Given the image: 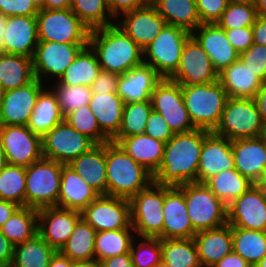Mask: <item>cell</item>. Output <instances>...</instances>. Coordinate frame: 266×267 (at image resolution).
Listing matches in <instances>:
<instances>
[{
	"label": "cell",
	"mask_w": 266,
	"mask_h": 267,
	"mask_svg": "<svg viewBox=\"0 0 266 267\" xmlns=\"http://www.w3.org/2000/svg\"><path fill=\"white\" fill-rule=\"evenodd\" d=\"M208 133L203 129L175 133L165 143L161 165L153 174L154 183L173 187L197 182L203 140Z\"/></svg>",
	"instance_id": "cell-1"
},
{
	"label": "cell",
	"mask_w": 266,
	"mask_h": 267,
	"mask_svg": "<svg viewBox=\"0 0 266 267\" xmlns=\"http://www.w3.org/2000/svg\"><path fill=\"white\" fill-rule=\"evenodd\" d=\"M89 45L102 70L121 75L143 63V50L115 23L91 30Z\"/></svg>",
	"instance_id": "cell-2"
},
{
	"label": "cell",
	"mask_w": 266,
	"mask_h": 267,
	"mask_svg": "<svg viewBox=\"0 0 266 267\" xmlns=\"http://www.w3.org/2000/svg\"><path fill=\"white\" fill-rule=\"evenodd\" d=\"M107 195L130 199L153 182V174L115 142L106 143Z\"/></svg>",
	"instance_id": "cell-3"
},
{
	"label": "cell",
	"mask_w": 266,
	"mask_h": 267,
	"mask_svg": "<svg viewBox=\"0 0 266 267\" xmlns=\"http://www.w3.org/2000/svg\"><path fill=\"white\" fill-rule=\"evenodd\" d=\"M182 95L195 128L214 132L229 98L219 80L202 85L182 86Z\"/></svg>",
	"instance_id": "cell-4"
},
{
	"label": "cell",
	"mask_w": 266,
	"mask_h": 267,
	"mask_svg": "<svg viewBox=\"0 0 266 267\" xmlns=\"http://www.w3.org/2000/svg\"><path fill=\"white\" fill-rule=\"evenodd\" d=\"M185 196L188 216L197 233L227 224V205L205 183L177 186Z\"/></svg>",
	"instance_id": "cell-5"
},
{
	"label": "cell",
	"mask_w": 266,
	"mask_h": 267,
	"mask_svg": "<svg viewBox=\"0 0 266 267\" xmlns=\"http://www.w3.org/2000/svg\"><path fill=\"white\" fill-rule=\"evenodd\" d=\"M62 166L54 160L42 158L26 167L25 207L57 206Z\"/></svg>",
	"instance_id": "cell-6"
},
{
	"label": "cell",
	"mask_w": 266,
	"mask_h": 267,
	"mask_svg": "<svg viewBox=\"0 0 266 267\" xmlns=\"http://www.w3.org/2000/svg\"><path fill=\"white\" fill-rule=\"evenodd\" d=\"M264 122L254 99L228 98L214 133L230 141L257 138Z\"/></svg>",
	"instance_id": "cell-7"
},
{
	"label": "cell",
	"mask_w": 266,
	"mask_h": 267,
	"mask_svg": "<svg viewBox=\"0 0 266 267\" xmlns=\"http://www.w3.org/2000/svg\"><path fill=\"white\" fill-rule=\"evenodd\" d=\"M131 225L138 237L163 239L164 185L152 183L129 199Z\"/></svg>",
	"instance_id": "cell-8"
},
{
	"label": "cell",
	"mask_w": 266,
	"mask_h": 267,
	"mask_svg": "<svg viewBox=\"0 0 266 267\" xmlns=\"http://www.w3.org/2000/svg\"><path fill=\"white\" fill-rule=\"evenodd\" d=\"M190 37L187 30L166 24L143 50V63L152 66L162 78H170L179 66L183 47Z\"/></svg>",
	"instance_id": "cell-9"
},
{
	"label": "cell",
	"mask_w": 266,
	"mask_h": 267,
	"mask_svg": "<svg viewBox=\"0 0 266 267\" xmlns=\"http://www.w3.org/2000/svg\"><path fill=\"white\" fill-rule=\"evenodd\" d=\"M36 19L39 41L89 44L91 31L71 9H39Z\"/></svg>",
	"instance_id": "cell-10"
},
{
	"label": "cell",
	"mask_w": 266,
	"mask_h": 267,
	"mask_svg": "<svg viewBox=\"0 0 266 267\" xmlns=\"http://www.w3.org/2000/svg\"><path fill=\"white\" fill-rule=\"evenodd\" d=\"M95 145L90 138L81 134L65 120L42 136L43 158L63 165L70 164Z\"/></svg>",
	"instance_id": "cell-11"
},
{
	"label": "cell",
	"mask_w": 266,
	"mask_h": 267,
	"mask_svg": "<svg viewBox=\"0 0 266 267\" xmlns=\"http://www.w3.org/2000/svg\"><path fill=\"white\" fill-rule=\"evenodd\" d=\"M151 103L152 109L164 117L174 134L196 129L186 109L179 83L163 78L152 92Z\"/></svg>",
	"instance_id": "cell-12"
},
{
	"label": "cell",
	"mask_w": 266,
	"mask_h": 267,
	"mask_svg": "<svg viewBox=\"0 0 266 267\" xmlns=\"http://www.w3.org/2000/svg\"><path fill=\"white\" fill-rule=\"evenodd\" d=\"M0 143L10 165L28 167L43 158L42 136L27 125H0Z\"/></svg>",
	"instance_id": "cell-13"
},
{
	"label": "cell",
	"mask_w": 266,
	"mask_h": 267,
	"mask_svg": "<svg viewBox=\"0 0 266 267\" xmlns=\"http://www.w3.org/2000/svg\"><path fill=\"white\" fill-rule=\"evenodd\" d=\"M81 217L97 232L133 229L129 199L99 195L82 212Z\"/></svg>",
	"instance_id": "cell-14"
},
{
	"label": "cell",
	"mask_w": 266,
	"mask_h": 267,
	"mask_svg": "<svg viewBox=\"0 0 266 267\" xmlns=\"http://www.w3.org/2000/svg\"><path fill=\"white\" fill-rule=\"evenodd\" d=\"M227 223L232 227L266 232V187L254 184L230 203Z\"/></svg>",
	"instance_id": "cell-15"
},
{
	"label": "cell",
	"mask_w": 266,
	"mask_h": 267,
	"mask_svg": "<svg viewBox=\"0 0 266 267\" xmlns=\"http://www.w3.org/2000/svg\"><path fill=\"white\" fill-rule=\"evenodd\" d=\"M87 45L89 44L39 41L32 58L35 78L43 83V77L51 75L59 81L78 53Z\"/></svg>",
	"instance_id": "cell-16"
},
{
	"label": "cell",
	"mask_w": 266,
	"mask_h": 267,
	"mask_svg": "<svg viewBox=\"0 0 266 267\" xmlns=\"http://www.w3.org/2000/svg\"><path fill=\"white\" fill-rule=\"evenodd\" d=\"M181 86L202 85L218 80L208 54L191 36L185 43L179 66L169 78Z\"/></svg>",
	"instance_id": "cell-17"
},
{
	"label": "cell",
	"mask_w": 266,
	"mask_h": 267,
	"mask_svg": "<svg viewBox=\"0 0 266 267\" xmlns=\"http://www.w3.org/2000/svg\"><path fill=\"white\" fill-rule=\"evenodd\" d=\"M44 85L35 78L23 87L5 91L0 108V125H27Z\"/></svg>",
	"instance_id": "cell-18"
},
{
	"label": "cell",
	"mask_w": 266,
	"mask_h": 267,
	"mask_svg": "<svg viewBox=\"0 0 266 267\" xmlns=\"http://www.w3.org/2000/svg\"><path fill=\"white\" fill-rule=\"evenodd\" d=\"M80 218L81 212L57 206L38 209V234L60 251Z\"/></svg>",
	"instance_id": "cell-19"
},
{
	"label": "cell",
	"mask_w": 266,
	"mask_h": 267,
	"mask_svg": "<svg viewBox=\"0 0 266 267\" xmlns=\"http://www.w3.org/2000/svg\"><path fill=\"white\" fill-rule=\"evenodd\" d=\"M191 36L208 54L218 74L239 59V53L227 39L225 30L217 23H202Z\"/></svg>",
	"instance_id": "cell-20"
},
{
	"label": "cell",
	"mask_w": 266,
	"mask_h": 267,
	"mask_svg": "<svg viewBox=\"0 0 266 267\" xmlns=\"http://www.w3.org/2000/svg\"><path fill=\"white\" fill-rule=\"evenodd\" d=\"M123 19L116 25L121 28L142 50H144L166 25L154 5L122 14Z\"/></svg>",
	"instance_id": "cell-21"
},
{
	"label": "cell",
	"mask_w": 266,
	"mask_h": 267,
	"mask_svg": "<svg viewBox=\"0 0 266 267\" xmlns=\"http://www.w3.org/2000/svg\"><path fill=\"white\" fill-rule=\"evenodd\" d=\"M163 239H191L193 230L184 193L177 186H164Z\"/></svg>",
	"instance_id": "cell-22"
},
{
	"label": "cell",
	"mask_w": 266,
	"mask_h": 267,
	"mask_svg": "<svg viewBox=\"0 0 266 267\" xmlns=\"http://www.w3.org/2000/svg\"><path fill=\"white\" fill-rule=\"evenodd\" d=\"M233 168H235V166L232 153V141L214 132H209L203 140L198 165L197 182L205 183L208 179L219 174L221 171Z\"/></svg>",
	"instance_id": "cell-23"
},
{
	"label": "cell",
	"mask_w": 266,
	"mask_h": 267,
	"mask_svg": "<svg viewBox=\"0 0 266 267\" xmlns=\"http://www.w3.org/2000/svg\"><path fill=\"white\" fill-rule=\"evenodd\" d=\"M39 43L36 16H8L3 53L33 58Z\"/></svg>",
	"instance_id": "cell-24"
},
{
	"label": "cell",
	"mask_w": 266,
	"mask_h": 267,
	"mask_svg": "<svg viewBox=\"0 0 266 267\" xmlns=\"http://www.w3.org/2000/svg\"><path fill=\"white\" fill-rule=\"evenodd\" d=\"M162 79L152 66L142 63L119 75L117 94L125 104L151 101L152 92Z\"/></svg>",
	"instance_id": "cell-25"
},
{
	"label": "cell",
	"mask_w": 266,
	"mask_h": 267,
	"mask_svg": "<svg viewBox=\"0 0 266 267\" xmlns=\"http://www.w3.org/2000/svg\"><path fill=\"white\" fill-rule=\"evenodd\" d=\"M234 166L242 176L254 184H260L266 164V143L257 138L237 139L232 141Z\"/></svg>",
	"instance_id": "cell-26"
},
{
	"label": "cell",
	"mask_w": 266,
	"mask_h": 267,
	"mask_svg": "<svg viewBox=\"0 0 266 267\" xmlns=\"http://www.w3.org/2000/svg\"><path fill=\"white\" fill-rule=\"evenodd\" d=\"M195 242L202 267H212L233 251L232 226L221 227L197 232Z\"/></svg>",
	"instance_id": "cell-27"
},
{
	"label": "cell",
	"mask_w": 266,
	"mask_h": 267,
	"mask_svg": "<svg viewBox=\"0 0 266 267\" xmlns=\"http://www.w3.org/2000/svg\"><path fill=\"white\" fill-rule=\"evenodd\" d=\"M99 194L69 165L62 166L57 207L82 212Z\"/></svg>",
	"instance_id": "cell-28"
},
{
	"label": "cell",
	"mask_w": 266,
	"mask_h": 267,
	"mask_svg": "<svg viewBox=\"0 0 266 267\" xmlns=\"http://www.w3.org/2000/svg\"><path fill=\"white\" fill-rule=\"evenodd\" d=\"M68 165L99 195H107L106 143L96 144Z\"/></svg>",
	"instance_id": "cell-29"
},
{
	"label": "cell",
	"mask_w": 266,
	"mask_h": 267,
	"mask_svg": "<svg viewBox=\"0 0 266 267\" xmlns=\"http://www.w3.org/2000/svg\"><path fill=\"white\" fill-rule=\"evenodd\" d=\"M218 80L230 98L254 99L263 84L240 59L220 72Z\"/></svg>",
	"instance_id": "cell-30"
},
{
	"label": "cell",
	"mask_w": 266,
	"mask_h": 267,
	"mask_svg": "<svg viewBox=\"0 0 266 267\" xmlns=\"http://www.w3.org/2000/svg\"><path fill=\"white\" fill-rule=\"evenodd\" d=\"M124 105L117 92L91 96L89 107L98 121L100 130L110 140L119 132Z\"/></svg>",
	"instance_id": "cell-31"
},
{
	"label": "cell",
	"mask_w": 266,
	"mask_h": 267,
	"mask_svg": "<svg viewBox=\"0 0 266 267\" xmlns=\"http://www.w3.org/2000/svg\"><path fill=\"white\" fill-rule=\"evenodd\" d=\"M137 163L154 174L161 165L165 143L146 134L123 138L118 143Z\"/></svg>",
	"instance_id": "cell-32"
},
{
	"label": "cell",
	"mask_w": 266,
	"mask_h": 267,
	"mask_svg": "<svg viewBox=\"0 0 266 267\" xmlns=\"http://www.w3.org/2000/svg\"><path fill=\"white\" fill-rule=\"evenodd\" d=\"M101 70L97 54L90 45H87L78 53L59 81L54 84L91 87Z\"/></svg>",
	"instance_id": "cell-33"
},
{
	"label": "cell",
	"mask_w": 266,
	"mask_h": 267,
	"mask_svg": "<svg viewBox=\"0 0 266 267\" xmlns=\"http://www.w3.org/2000/svg\"><path fill=\"white\" fill-rule=\"evenodd\" d=\"M34 79L32 58L0 53V85L4 91L23 87Z\"/></svg>",
	"instance_id": "cell-34"
},
{
	"label": "cell",
	"mask_w": 266,
	"mask_h": 267,
	"mask_svg": "<svg viewBox=\"0 0 266 267\" xmlns=\"http://www.w3.org/2000/svg\"><path fill=\"white\" fill-rule=\"evenodd\" d=\"M47 89L44 88L40 92L34 111L27 124L32 132L40 136H43L64 121L56 94L52 89Z\"/></svg>",
	"instance_id": "cell-35"
},
{
	"label": "cell",
	"mask_w": 266,
	"mask_h": 267,
	"mask_svg": "<svg viewBox=\"0 0 266 267\" xmlns=\"http://www.w3.org/2000/svg\"><path fill=\"white\" fill-rule=\"evenodd\" d=\"M154 6L167 25H173L192 33L202 23L195 0H158Z\"/></svg>",
	"instance_id": "cell-36"
},
{
	"label": "cell",
	"mask_w": 266,
	"mask_h": 267,
	"mask_svg": "<svg viewBox=\"0 0 266 267\" xmlns=\"http://www.w3.org/2000/svg\"><path fill=\"white\" fill-rule=\"evenodd\" d=\"M96 233L97 231L81 217L60 252L73 262L95 260Z\"/></svg>",
	"instance_id": "cell-37"
},
{
	"label": "cell",
	"mask_w": 266,
	"mask_h": 267,
	"mask_svg": "<svg viewBox=\"0 0 266 267\" xmlns=\"http://www.w3.org/2000/svg\"><path fill=\"white\" fill-rule=\"evenodd\" d=\"M205 184L227 206L254 185L248 178L242 176L236 168L221 171L208 179Z\"/></svg>",
	"instance_id": "cell-38"
},
{
	"label": "cell",
	"mask_w": 266,
	"mask_h": 267,
	"mask_svg": "<svg viewBox=\"0 0 266 267\" xmlns=\"http://www.w3.org/2000/svg\"><path fill=\"white\" fill-rule=\"evenodd\" d=\"M0 230L14 246L31 240L38 234V209L20 207Z\"/></svg>",
	"instance_id": "cell-39"
},
{
	"label": "cell",
	"mask_w": 266,
	"mask_h": 267,
	"mask_svg": "<svg viewBox=\"0 0 266 267\" xmlns=\"http://www.w3.org/2000/svg\"><path fill=\"white\" fill-rule=\"evenodd\" d=\"M57 251L39 234L31 240L14 246L13 260L10 267H49Z\"/></svg>",
	"instance_id": "cell-40"
},
{
	"label": "cell",
	"mask_w": 266,
	"mask_h": 267,
	"mask_svg": "<svg viewBox=\"0 0 266 267\" xmlns=\"http://www.w3.org/2000/svg\"><path fill=\"white\" fill-rule=\"evenodd\" d=\"M232 246L254 267L266 255V232L232 227Z\"/></svg>",
	"instance_id": "cell-41"
},
{
	"label": "cell",
	"mask_w": 266,
	"mask_h": 267,
	"mask_svg": "<svg viewBox=\"0 0 266 267\" xmlns=\"http://www.w3.org/2000/svg\"><path fill=\"white\" fill-rule=\"evenodd\" d=\"M134 234V229L97 232L95 237V259L102 261L129 253L134 236H136Z\"/></svg>",
	"instance_id": "cell-42"
},
{
	"label": "cell",
	"mask_w": 266,
	"mask_h": 267,
	"mask_svg": "<svg viewBox=\"0 0 266 267\" xmlns=\"http://www.w3.org/2000/svg\"><path fill=\"white\" fill-rule=\"evenodd\" d=\"M162 262L171 267H202L191 239H161Z\"/></svg>",
	"instance_id": "cell-43"
},
{
	"label": "cell",
	"mask_w": 266,
	"mask_h": 267,
	"mask_svg": "<svg viewBox=\"0 0 266 267\" xmlns=\"http://www.w3.org/2000/svg\"><path fill=\"white\" fill-rule=\"evenodd\" d=\"M152 110L151 101L125 104L119 132L111 141L118 144L125 137L144 134Z\"/></svg>",
	"instance_id": "cell-44"
},
{
	"label": "cell",
	"mask_w": 266,
	"mask_h": 267,
	"mask_svg": "<svg viewBox=\"0 0 266 267\" xmlns=\"http://www.w3.org/2000/svg\"><path fill=\"white\" fill-rule=\"evenodd\" d=\"M70 9L90 31L115 23L107 0H72Z\"/></svg>",
	"instance_id": "cell-45"
},
{
	"label": "cell",
	"mask_w": 266,
	"mask_h": 267,
	"mask_svg": "<svg viewBox=\"0 0 266 267\" xmlns=\"http://www.w3.org/2000/svg\"><path fill=\"white\" fill-rule=\"evenodd\" d=\"M26 167L8 164L0 171V200L25 207Z\"/></svg>",
	"instance_id": "cell-46"
},
{
	"label": "cell",
	"mask_w": 266,
	"mask_h": 267,
	"mask_svg": "<svg viewBox=\"0 0 266 267\" xmlns=\"http://www.w3.org/2000/svg\"><path fill=\"white\" fill-rule=\"evenodd\" d=\"M257 16L256 5L253 0H230L216 23L223 29L252 27Z\"/></svg>",
	"instance_id": "cell-47"
},
{
	"label": "cell",
	"mask_w": 266,
	"mask_h": 267,
	"mask_svg": "<svg viewBox=\"0 0 266 267\" xmlns=\"http://www.w3.org/2000/svg\"><path fill=\"white\" fill-rule=\"evenodd\" d=\"M64 120L81 134L86 135L95 144H104L111 140L100 130L98 121L89 105H84L70 112Z\"/></svg>",
	"instance_id": "cell-48"
},
{
	"label": "cell",
	"mask_w": 266,
	"mask_h": 267,
	"mask_svg": "<svg viewBox=\"0 0 266 267\" xmlns=\"http://www.w3.org/2000/svg\"><path fill=\"white\" fill-rule=\"evenodd\" d=\"M52 90L64 117L84 105H89L92 96L91 87L84 85L54 84Z\"/></svg>",
	"instance_id": "cell-49"
},
{
	"label": "cell",
	"mask_w": 266,
	"mask_h": 267,
	"mask_svg": "<svg viewBox=\"0 0 266 267\" xmlns=\"http://www.w3.org/2000/svg\"><path fill=\"white\" fill-rule=\"evenodd\" d=\"M136 249L135 238L130 247L134 267H158L162 262V247L160 238L144 237Z\"/></svg>",
	"instance_id": "cell-50"
},
{
	"label": "cell",
	"mask_w": 266,
	"mask_h": 267,
	"mask_svg": "<svg viewBox=\"0 0 266 267\" xmlns=\"http://www.w3.org/2000/svg\"><path fill=\"white\" fill-rule=\"evenodd\" d=\"M239 59L250 71L266 82V46L253 43L239 54Z\"/></svg>",
	"instance_id": "cell-51"
},
{
	"label": "cell",
	"mask_w": 266,
	"mask_h": 267,
	"mask_svg": "<svg viewBox=\"0 0 266 267\" xmlns=\"http://www.w3.org/2000/svg\"><path fill=\"white\" fill-rule=\"evenodd\" d=\"M201 23H216L230 0H195Z\"/></svg>",
	"instance_id": "cell-52"
},
{
	"label": "cell",
	"mask_w": 266,
	"mask_h": 267,
	"mask_svg": "<svg viewBox=\"0 0 266 267\" xmlns=\"http://www.w3.org/2000/svg\"><path fill=\"white\" fill-rule=\"evenodd\" d=\"M144 134L164 143H167L174 136L173 131L166 123L164 117L154 110L151 111V114L146 122Z\"/></svg>",
	"instance_id": "cell-53"
},
{
	"label": "cell",
	"mask_w": 266,
	"mask_h": 267,
	"mask_svg": "<svg viewBox=\"0 0 266 267\" xmlns=\"http://www.w3.org/2000/svg\"><path fill=\"white\" fill-rule=\"evenodd\" d=\"M39 9L31 0H0V13L4 16H36Z\"/></svg>",
	"instance_id": "cell-54"
},
{
	"label": "cell",
	"mask_w": 266,
	"mask_h": 267,
	"mask_svg": "<svg viewBox=\"0 0 266 267\" xmlns=\"http://www.w3.org/2000/svg\"><path fill=\"white\" fill-rule=\"evenodd\" d=\"M224 30L227 39L239 54L243 53L254 43L252 27H242Z\"/></svg>",
	"instance_id": "cell-55"
},
{
	"label": "cell",
	"mask_w": 266,
	"mask_h": 267,
	"mask_svg": "<svg viewBox=\"0 0 266 267\" xmlns=\"http://www.w3.org/2000/svg\"><path fill=\"white\" fill-rule=\"evenodd\" d=\"M119 75L120 74L101 70L91 86L92 94L117 92Z\"/></svg>",
	"instance_id": "cell-56"
},
{
	"label": "cell",
	"mask_w": 266,
	"mask_h": 267,
	"mask_svg": "<svg viewBox=\"0 0 266 267\" xmlns=\"http://www.w3.org/2000/svg\"><path fill=\"white\" fill-rule=\"evenodd\" d=\"M148 5L144 0H109L108 6L112 16L119 19V15Z\"/></svg>",
	"instance_id": "cell-57"
},
{
	"label": "cell",
	"mask_w": 266,
	"mask_h": 267,
	"mask_svg": "<svg viewBox=\"0 0 266 267\" xmlns=\"http://www.w3.org/2000/svg\"><path fill=\"white\" fill-rule=\"evenodd\" d=\"M14 245L2 234L0 230V265L10 267L13 260Z\"/></svg>",
	"instance_id": "cell-58"
},
{
	"label": "cell",
	"mask_w": 266,
	"mask_h": 267,
	"mask_svg": "<svg viewBox=\"0 0 266 267\" xmlns=\"http://www.w3.org/2000/svg\"><path fill=\"white\" fill-rule=\"evenodd\" d=\"M252 30L254 43L266 46V15L257 16Z\"/></svg>",
	"instance_id": "cell-59"
},
{
	"label": "cell",
	"mask_w": 266,
	"mask_h": 267,
	"mask_svg": "<svg viewBox=\"0 0 266 267\" xmlns=\"http://www.w3.org/2000/svg\"><path fill=\"white\" fill-rule=\"evenodd\" d=\"M212 267H252L240 255L232 251Z\"/></svg>",
	"instance_id": "cell-60"
},
{
	"label": "cell",
	"mask_w": 266,
	"mask_h": 267,
	"mask_svg": "<svg viewBox=\"0 0 266 267\" xmlns=\"http://www.w3.org/2000/svg\"><path fill=\"white\" fill-rule=\"evenodd\" d=\"M102 267H134L131 253L110 257L101 261Z\"/></svg>",
	"instance_id": "cell-61"
},
{
	"label": "cell",
	"mask_w": 266,
	"mask_h": 267,
	"mask_svg": "<svg viewBox=\"0 0 266 267\" xmlns=\"http://www.w3.org/2000/svg\"><path fill=\"white\" fill-rule=\"evenodd\" d=\"M20 207L14 202L0 200V228Z\"/></svg>",
	"instance_id": "cell-62"
},
{
	"label": "cell",
	"mask_w": 266,
	"mask_h": 267,
	"mask_svg": "<svg viewBox=\"0 0 266 267\" xmlns=\"http://www.w3.org/2000/svg\"><path fill=\"white\" fill-rule=\"evenodd\" d=\"M260 116L264 123H266V82H263L256 96L254 97Z\"/></svg>",
	"instance_id": "cell-63"
},
{
	"label": "cell",
	"mask_w": 266,
	"mask_h": 267,
	"mask_svg": "<svg viewBox=\"0 0 266 267\" xmlns=\"http://www.w3.org/2000/svg\"><path fill=\"white\" fill-rule=\"evenodd\" d=\"M75 262L64 256L60 251H57L52 257L49 267H74Z\"/></svg>",
	"instance_id": "cell-64"
},
{
	"label": "cell",
	"mask_w": 266,
	"mask_h": 267,
	"mask_svg": "<svg viewBox=\"0 0 266 267\" xmlns=\"http://www.w3.org/2000/svg\"><path fill=\"white\" fill-rule=\"evenodd\" d=\"M72 0H44V9L63 10L71 8Z\"/></svg>",
	"instance_id": "cell-65"
},
{
	"label": "cell",
	"mask_w": 266,
	"mask_h": 267,
	"mask_svg": "<svg viewBox=\"0 0 266 267\" xmlns=\"http://www.w3.org/2000/svg\"><path fill=\"white\" fill-rule=\"evenodd\" d=\"M7 16L0 13V53H3L4 32L6 27Z\"/></svg>",
	"instance_id": "cell-66"
},
{
	"label": "cell",
	"mask_w": 266,
	"mask_h": 267,
	"mask_svg": "<svg viewBox=\"0 0 266 267\" xmlns=\"http://www.w3.org/2000/svg\"><path fill=\"white\" fill-rule=\"evenodd\" d=\"M74 267H102V263L99 260L75 262Z\"/></svg>",
	"instance_id": "cell-67"
},
{
	"label": "cell",
	"mask_w": 266,
	"mask_h": 267,
	"mask_svg": "<svg viewBox=\"0 0 266 267\" xmlns=\"http://www.w3.org/2000/svg\"><path fill=\"white\" fill-rule=\"evenodd\" d=\"M256 5L257 14L264 16L266 15V0H253Z\"/></svg>",
	"instance_id": "cell-68"
},
{
	"label": "cell",
	"mask_w": 266,
	"mask_h": 267,
	"mask_svg": "<svg viewBox=\"0 0 266 267\" xmlns=\"http://www.w3.org/2000/svg\"><path fill=\"white\" fill-rule=\"evenodd\" d=\"M8 165L6 154L0 143V171H2Z\"/></svg>",
	"instance_id": "cell-69"
},
{
	"label": "cell",
	"mask_w": 266,
	"mask_h": 267,
	"mask_svg": "<svg viewBox=\"0 0 266 267\" xmlns=\"http://www.w3.org/2000/svg\"><path fill=\"white\" fill-rule=\"evenodd\" d=\"M38 9H44V0H31Z\"/></svg>",
	"instance_id": "cell-70"
},
{
	"label": "cell",
	"mask_w": 266,
	"mask_h": 267,
	"mask_svg": "<svg viewBox=\"0 0 266 267\" xmlns=\"http://www.w3.org/2000/svg\"><path fill=\"white\" fill-rule=\"evenodd\" d=\"M254 267H266V255Z\"/></svg>",
	"instance_id": "cell-71"
},
{
	"label": "cell",
	"mask_w": 266,
	"mask_h": 267,
	"mask_svg": "<svg viewBox=\"0 0 266 267\" xmlns=\"http://www.w3.org/2000/svg\"><path fill=\"white\" fill-rule=\"evenodd\" d=\"M4 92L5 91H4L3 87L0 85V108H1V105L3 102Z\"/></svg>",
	"instance_id": "cell-72"
},
{
	"label": "cell",
	"mask_w": 266,
	"mask_h": 267,
	"mask_svg": "<svg viewBox=\"0 0 266 267\" xmlns=\"http://www.w3.org/2000/svg\"><path fill=\"white\" fill-rule=\"evenodd\" d=\"M261 137L264 139L265 143H266V123H264V128H263V132Z\"/></svg>",
	"instance_id": "cell-73"
},
{
	"label": "cell",
	"mask_w": 266,
	"mask_h": 267,
	"mask_svg": "<svg viewBox=\"0 0 266 267\" xmlns=\"http://www.w3.org/2000/svg\"><path fill=\"white\" fill-rule=\"evenodd\" d=\"M260 184L266 187V164H265V173Z\"/></svg>",
	"instance_id": "cell-74"
},
{
	"label": "cell",
	"mask_w": 266,
	"mask_h": 267,
	"mask_svg": "<svg viewBox=\"0 0 266 267\" xmlns=\"http://www.w3.org/2000/svg\"><path fill=\"white\" fill-rule=\"evenodd\" d=\"M149 5H154L158 0H144Z\"/></svg>",
	"instance_id": "cell-75"
},
{
	"label": "cell",
	"mask_w": 266,
	"mask_h": 267,
	"mask_svg": "<svg viewBox=\"0 0 266 267\" xmlns=\"http://www.w3.org/2000/svg\"><path fill=\"white\" fill-rule=\"evenodd\" d=\"M158 267H171V266H169V265H167V264L161 262V264H160Z\"/></svg>",
	"instance_id": "cell-76"
}]
</instances>
